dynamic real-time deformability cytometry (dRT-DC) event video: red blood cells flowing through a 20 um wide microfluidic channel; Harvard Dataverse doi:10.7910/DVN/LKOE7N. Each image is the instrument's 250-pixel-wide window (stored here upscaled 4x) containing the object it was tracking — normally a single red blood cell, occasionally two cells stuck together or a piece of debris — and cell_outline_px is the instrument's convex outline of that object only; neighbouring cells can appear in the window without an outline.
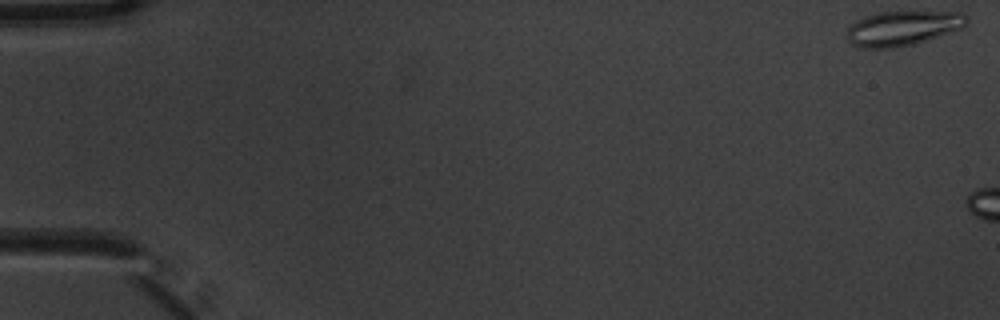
{"species": "common noctule bat (a hibernating species)", "species_latin": "Nyctalus noctula", "temperature_condition": "warm", "stored_images_in_passage": 3, "camera_frame_rate_fps": 3000, "um_per_image_px": 0.085, "animal": {"sex": "male", "body_mass_g": 20.1, "forearm_length_mm": 53.5}, "frame": {"image": 1, "passage_image": 1, "time_ms": 0.0, "image_size_px": [1000, 320], "cell_outline_px": [[968, 24], [960, 28], [912, 44], [892, 48], [864, 48], [852, 44], [848, 40], [848, 28], [856, 20], [864, 16], [880, 12], [964, 12], [968, 16]], "centroid_in_image_um": [76.72, 2.38], "position_along_channel_um": 8.3, "area_um2": 23.81}}